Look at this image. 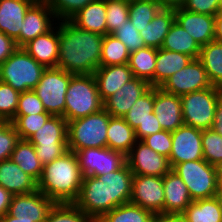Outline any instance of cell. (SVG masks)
<instances>
[{
  "mask_svg": "<svg viewBox=\"0 0 222 222\" xmlns=\"http://www.w3.org/2000/svg\"><path fill=\"white\" fill-rule=\"evenodd\" d=\"M221 95L222 88L212 86L180 96L184 124L200 130L211 128Z\"/></svg>",
  "mask_w": 222,
  "mask_h": 222,
  "instance_id": "ba28073f",
  "label": "cell"
},
{
  "mask_svg": "<svg viewBox=\"0 0 222 222\" xmlns=\"http://www.w3.org/2000/svg\"><path fill=\"white\" fill-rule=\"evenodd\" d=\"M186 0H158L162 8H181Z\"/></svg>",
  "mask_w": 222,
  "mask_h": 222,
  "instance_id": "6f0895ef",
  "label": "cell"
},
{
  "mask_svg": "<svg viewBox=\"0 0 222 222\" xmlns=\"http://www.w3.org/2000/svg\"><path fill=\"white\" fill-rule=\"evenodd\" d=\"M44 166L63 156L68 150L67 121L62 116H51L27 139Z\"/></svg>",
  "mask_w": 222,
  "mask_h": 222,
  "instance_id": "52a82bcc",
  "label": "cell"
},
{
  "mask_svg": "<svg viewBox=\"0 0 222 222\" xmlns=\"http://www.w3.org/2000/svg\"><path fill=\"white\" fill-rule=\"evenodd\" d=\"M129 56L130 52L120 40L112 34L103 36L100 67L127 64Z\"/></svg>",
  "mask_w": 222,
  "mask_h": 222,
  "instance_id": "8d00e7d4",
  "label": "cell"
},
{
  "mask_svg": "<svg viewBox=\"0 0 222 222\" xmlns=\"http://www.w3.org/2000/svg\"><path fill=\"white\" fill-rule=\"evenodd\" d=\"M142 141L158 154L169 158L172 149V135L170 131L162 130L145 137Z\"/></svg>",
  "mask_w": 222,
  "mask_h": 222,
  "instance_id": "681fc988",
  "label": "cell"
},
{
  "mask_svg": "<svg viewBox=\"0 0 222 222\" xmlns=\"http://www.w3.org/2000/svg\"><path fill=\"white\" fill-rule=\"evenodd\" d=\"M75 74L60 68H46L33 91L41 100L47 113L65 119L66 92Z\"/></svg>",
  "mask_w": 222,
  "mask_h": 222,
  "instance_id": "9c48e42d",
  "label": "cell"
},
{
  "mask_svg": "<svg viewBox=\"0 0 222 222\" xmlns=\"http://www.w3.org/2000/svg\"><path fill=\"white\" fill-rule=\"evenodd\" d=\"M103 35L82 30L70 20L59 21V59L57 68L82 75L100 67Z\"/></svg>",
  "mask_w": 222,
  "mask_h": 222,
  "instance_id": "6da1fadb",
  "label": "cell"
},
{
  "mask_svg": "<svg viewBox=\"0 0 222 222\" xmlns=\"http://www.w3.org/2000/svg\"><path fill=\"white\" fill-rule=\"evenodd\" d=\"M211 128L222 136V95L218 99L214 121Z\"/></svg>",
  "mask_w": 222,
  "mask_h": 222,
  "instance_id": "db71d44e",
  "label": "cell"
},
{
  "mask_svg": "<svg viewBox=\"0 0 222 222\" xmlns=\"http://www.w3.org/2000/svg\"><path fill=\"white\" fill-rule=\"evenodd\" d=\"M103 109L93 74L74 75L71 78L65 102V120L86 117Z\"/></svg>",
  "mask_w": 222,
  "mask_h": 222,
  "instance_id": "277c9868",
  "label": "cell"
},
{
  "mask_svg": "<svg viewBox=\"0 0 222 222\" xmlns=\"http://www.w3.org/2000/svg\"><path fill=\"white\" fill-rule=\"evenodd\" d=\"M218 196L222 198V180L219 182V192Z\"/></svg>",
  "mask_w": 222,
  "mask_h": 222,
  "instance_id": "6125c7cd",
  "label": "cell"
},
{
  "mask_svg": "<svg viewBox=\"0 0 222 222\" xmlns=\"http://www.w3.org/2000/svg\"><path fill=\"white\" fill-rule=\"evenodd\" d=\"M82 180L83 175L75 152L67 151L43 166L38 190L54 203H74L79 196Z\"/></svg>",
  "mask_w": 222,
  "mask_h": 222,
  "instance_id": "7a4b0ae2",
  "label": "cell"
},
{
  "mask_svg": "<svg viewBox=\"0 0 222 222\" xmlns=\"http://www.w3.org/2000/svg\"><path fill=\"white\" fill-rule=\"evenodd\" d=\"M174 21L175 9L161 8L152 21L139 32L145 46L161 48Z\"/></svg>",
  "mask_w": 222,
  "mask_h": 222,
  "instance_id": "83f0119b",
  "label": "cell"
},
{
  "mask_svg": "<svg viewBox=\"0 0 222 222\" xmlns=\"http://www.w3.org/2000/svg\"><path fill=\"white\" fill-rule=\"evenodd\" d=\"M130 203L164 216L163 177L152 175H133Z\"/></svg>",
  "mask_w": 222,
  "mask_h": 222,
  "instance_id": "30bf717a",
  "label": "cell"
},
{
  "mask_svg": "<svg viewBox=\"0 0 222 222\" xmlns=\"http://www.w3.org/2000/svg\"><path fill=\"white\" fill-rule=\"evenodd\" d=\"M175 21L200 45L214 40L215 16L190 12L186 9H175Z\"/></svg>",
  "mask_w": 222,
  "mask_h": 222,
  "instance_id": "ffe728a7",
  "label": "cell"
},
{
  "mask_svg": "<svg viewBox=\"0 0 222 222\" xmlns=\"http://www.w3.org/2000/svg\"><path fill=\"white\" fill-rule=\"evenodd\" d=\"M39 113H47L41 100L33 90L20 94L15 116H28Z\"/></svg>",
  "mask_w": 222,
  "mask_h": 222,
  "instance_id": "c3c4849f",
  "label": "cell"
},
{
  "mask_svg": "<svg viewBox=\"0 0 222 222\" xmlns=\"http://www.w3.org/2000/svg\"><path fill=\"white\" fill-rule=\"evenodd\" d=\"M74 204L94 222L107 213L105 183L97 177L85 176Z\"/></svg>",
  "mask_w": 222,
  "mask_h": 222,
  "instance_id": "e0dca14e",
  "label": "cell"
},
{
  "mask_svg": "<svg viewBox=\"0 0 222 222\" xmlns=\"http://www.w3.org/2000/svg\"><path fill=\"white\" fill-rule=\"evenodd\" d=\"M46 68L39 64L22 47L0 65V81L9 84L19 93L33 90Z\"/></svg>",
  "mask_w": 222,
  "mask_h": 222,
  "instance_id": "5b68a950",
  "label": "cell"
},
{
  "mask_svg": "<svg viewBox=\"0 0 222 222\" xmlns=\"http://www.w3.org/2000/svg\"><path fill=\"white\" fill-rule=\"evenodd\" d=\"M129 0H106L107 34H113L129 19Z\"/></svg>",
  "mask_w": 222,
  "mask_h": 222,
  "instance_id": "60d3db41",
  "label": "cell"
},
{
  "mask_svg": "<svg viewBox=\"0 0 222 222\" xmlns=\"http://www.w3.org/2000/svg\"><path fill=\"white\" fill-rule=\"evenodd\" d=\"M11 198L12 194L0 185V218L8 212Z\"/></svg>",
  "mask_w": 222,
  "mask_h": 222,
  "instance_id": "11a10c76",
  "label": "cell"
},
{
  "mask_svg": "<svg viewBox=\"0 0 222 222\" xmlns=\"http://www.w3.org/2000/svg\"><path fill=\"white\" fill-rule=\"evenodd\" d=\"M215 169L218 181L220 182L222 180V161L215 165Z\"/></svg>",
  "mask_w": 222,
  "mask_h": 222,
  "instance_id": "94428289",
  "label": "cell"
},
{
  "mask_svg": "<svg viewBox=\"0 0 222 222\" xmlns=\"http://www.w3.org/2000/svg\"><path fill=\"white\" fill-rule=\"evenodd\" d=\"M126 163L133 174L163 177L171 170L166 156L158 154L138 140L126 155Z\"/></svg>",
  "mask_w": 222,
  "mask_h": 222,
  "instance_id": "5bb4252c",
  "label": "cell"
},
{
  "mask_svg": "<svg viewBox=\"0 0 222 222\" xmlns=\"http://www.w3.org/2000/svg\"><path fill=\"white\" fill-rule=\"evenodd\" d=\"M154 114L163 130L175 131L184 124L180 96L155 87Z\"/></svg>",
  "mask_w": 222,
  "mask_h": 222,
  "instance_id": "7402d4cb",
  "label": "cell"
},
{
  "mask_svg": "<svg viewBox=\"0 0 222 222\" xmlns=\"http://www.w3.org/2000/svg\"><path fill=\"white\" fill-rule=\"evenodd\" d=\"M0 185L12 195L27 194L38 190V182L11 159L0 162Z\"/></svg>",
  "mask_w": 222,
  "mask_h": 222,
  "instance_id": "484cf974",
  "label": "cell"
},
{
  "mask_svg": "<svg viewBox=\"0 0 222 222\" xmlns=\"http://www.w3.org/2000/svg\"><path fill=\"white\" fill-rule=\"evenodd\" d=\"M180 217L184 222H221L222 198L217 195L192 201Z\"/></svg>",
  "mask_w": 222,
  "mask_h": 222,
  "instance_id": "f546056e",
  "label": "cell"
},
{
  "mask_svg": "<svg viewBox=\"0 0 222 222\" xmlns=\"http://www.w3.org/2000/svg\"><path fill=\"white\" fill-rule=\"evenodd\" d=\"M152 86L148 81L134 77L112 96L103 101V108L112 117H124L135 102Z\"/></svg>",
  "mask_w": 222,
  "mask_h": 222,
  "instance_id": "d6986e66",
  "label": "cell"
},
{
  "mask_svg": "<svg viewBox=\"0 0 222 222\" xmlns=\"http://www.w3.org/2000/svg\"><path fill=\"white\" fill-rule=\"evenodd\" d=\"M51 116L52 115L50 113L15 116L11 122L13 123L19 138L22 140H27L37 130H39Z\"/></svg>",
  "mask_w": 222,
  "mask_h": 222,
  "instance_id": "7bdbcfd3",
  "label": "cell"
},
{
  "mask_svg": "<svg viewBox=\"0 0 222 222\" xmlns=\"http://www.w3.org/2000/svg\"><path fill=\"white\" fill-rule=\"evenodd\" d=\"M162 130L163 129L153 112L151 113V117H149L143 124H140L135 129V135L137 140L142 141L145 137L160 132Z\"/></svg>",
  "mask_w": 222,
  "mask_h": 222,
  "instance_id": "816d5d0a",
  "label": "cell"
},
{
  "mask_svg": "<svg viewBox=\"0 0 222 222\" xmlns=\"http://www.w3.org/2000/svg\"><path fill=\"white\" fill-rule=\"evenodd\" d=\"M193 60L187 54L157 49L156 67L154 71V87H160L174 73L186 67Z\"/></svg>",
  "mask_w": 222,
  "mask_h": 222,
  "instance_id": "f1b7e54d",
  "label": "cell"
},
{
  "mask_svg": "<svg viewBox=\"0 0 222 222\" xmlns=\"http://www.w3.org/2000/svg\"><path fill=\"white\" fill-rule=\"evenodd\" d=\"M182 8L190 12L216 16L219 13V0H186Z\"/></svg>",
  "mask_w": 222,
  "mask_h": 222,
  "instance_id": "f907efd6",
  "label": "cell"
},
{
  "mask_svg": "<svg viewBox=\"0 0 222 222\" xmlns=\"http://www.w3.org/2000/svg\"><path fill=\"white\" fill-rule=\"evenodd\" d=\"M212 86L203 64L196 58L186 67L174 73L160 88L164 92L182 96Z\"/></svg>",
  "mask_w": 222,
  "mask_h": 222,
  "instance_id": "7c38bea8",
  "label": "cell"
},
{
  "mask_svg": "<svg viewBox=\"0 0 222 222\" xmlns=\"http://www.w3.org/2000/svg\"><path fill=\"white\" fill-rule=\"evenodd\" d=\"M203 159L215 166L222 161V136L212 128L202 130Z\"/></svg>",
  "mask_w": 222,
  "mask_h": 222,
  "instance_id": "b9f144b4",
  "label": "cell"
},
{
  "mask_svg": "<svg viewBox=\"0 0 222 222\" xmlns=\"http://www.w3.org/2000/svg\"><path fill=\"white\" fill-rule=\"evenodd\" d=\"M112 35L120 40L130 53L146 47L143 39L140 37L139 31L129 19L125 24L119 26Z\"/></svg>",
  "mask_w": 222,
  "mask_h": 222,
  "instance_id": "7dc6e473",
  "label": "cell"
},
{
  "mask_svg": "<svg viewBox=\"0 0 222 222\" xmlns=\"http://www.w3.org/2000/svg\"><path fill=\"white\" fill-rule=\"evenodd\" d=\"M54 204L39 190L12 195L7 214L16 218L34 219V222H44Z\"/></svg>",
  "mask_w": 222,
  "mask_h": 222,
  "instance_id": "2e32d148",
  "label": "cell"
},
{
  "mask_svg": "<svg viewBox=\"0 0 222 222\" xmlns=\"http://www.w3.org/2000/svg\"><path fill=\"white\" fill-rule=\"evenodd\" d=\"M57 21L70 20L82 8L97 0H46Z\"/></svg>",
  "mask_w": 222,
  "mask_h": 222,
  "instance_id": "ee69618b",
  "label": "cell"
},
{
  "mask_svg": "<svg viewBox=\"0 0 222 222\" xmlns=\"http://www.w3.org/2000/svg\"><path fill=\"white\" fill-rule=\"evenodd\" d=\"M20 94L9 84L0 81V120L11 121L15 117Z\"/></svg>",
  "mask_w": 222,
  "mask_h": 222,
  "instance_id": "f6af8a7d",
  "label": "cell"
},
{
  "mask_svg": "<svg viewBox=\"0 0 222 222\" xmlns=\"http://www.w3.org/2000/svg\"><path fill=\"white\" fill-rule=\"evenodd\" d=\"M36 0H0V31L20 47V31L25 14Z\"/></svg>",
  "mask_w": 222,
  "mask_h": 222,
  "instance_id": "cb8c5ba5",
  "label": "cell"
},
{
  "mask_svg": "<svg viewBox=\"0 0 222 222\" xmlns=\"http://www.w3.org/2000/svg\"><path fill=\"white\" fill-rule=\"evenodd\" d=\"M161 8L158 0H129V20L140 32Z\"/></svg>",
  "mask_w": 222,
  "mask_h": 222,
  "instance_id": "74e56055",
  "label": "cell"
},
{
  "mask_svg": "<svg viewBox=\"0 0 222 222\" xmlns=\"http://www.w3.org/2000/svg\"><path fill=\"white\" fill-rule=\"evenodd\" d=\"M198 59L212 85L222 88V42L213 40L201 46Z\"/></svg>",
  "mask_w": 222,
  "mask_h": 222,
  "instance_id": "e575fe53",
  "label": "cell"
},
{
  "mask_svg": "<svg viewBox=\"0 0 222 222\" xmlns=\"http://www.w3.org/2000/svg\"><path fill=\"white\" fill-rule=\"evenodd\" d=\"M111 115L102 110L67 122L68 150L107 147V129Z\"/></svg>",
  "mask_w": 222,
  "mask_h": 222,
  "instance_id": "3957f363",
  "label": "cell"
},
{
  "mask_svg": "<svg viewBox=\"0 0 222 222\" xmlns=\"http://www.w3.org/2000/svg\"><path fill=\"white\" fill-rule=\"evenodd\" d=\"M15 41L0 31V65L17 49Z\"/></svg>",
  "mask_w": 222,
  "mask_h": 222,
  "instance_id": "f5cc1de1",
  "label": "cell"
},
{
  "mask_svg": "<svg viewBox=\"0 0 222 222\" xmlns=\"http://www.w3.org/2000/svg\"><path fill=\"white\" fill-rule=\"evenodd\" d=\"M22 48L45 68L57 67L59 59V21L50 31L30 40Z\"/></svg>",
  "mask_w": 222,
  "mask_h": 222,
  "instance_id": "44dd1931",
  "label": "cell"
},
{
  "mask_svg": "<svg viewBox=\"0 0 222 222\" xmlns=\"http://www.w3.org/2000/svg\"><path fill=\"white\" fill-rule=\"evenodd\" d=\"M44 222H94L74 203H55Z\"/></svg>",
  "mask_w": 222,
  "mask_h": 222,
  "instance_id": "ab89813d",
  "label": "cell"
},
{
  "mask_svg": "<svg viewBox=\"0 0 222 222\" xmlns=\"http://www.w3.org/2000/svg\"><path fill=\"white\" fill-rule=\"evenodd\" d=\"M19 135L11 121L0 120V162L10 159Z\"/></svg>",
  "mask_w": 222,
  "mask_h": 222,
  "instance_id": "bcb514c9",
  "label": "cell"
},
{
  "mask_svg": "<svg viewBox=\"0 0 222 222\" xmlns=\"http://www.w3.org/2000/svg\"><path fill=\"white\" fill-rule=\"evenodd\" d=\"M57 24V19L46 0H36L27 10L21 31L20 47L30 40L50 31Z\"/></svg>",
  "mask_w": 222,
  "mask_h": 222,
  "instance_id": "9a60e30c",
  "label": "cell"
},
{
  "mask_svg": "<svg viewBox=\"0 0 222 222\" xmlns=\"http://www.w3.org/2000/svg\"><path fill=\"white\" fill-rule=\"evenodd\" d=\"M10 159L14 161L26 174L37 182L41 178L43 165L38 159L35 147L28 141L20 139L11 153Z\"/></svg>",
  "mask_w": 222,
  "mask_h": 222,
  "instance_id": "836d02e7",
  "label": "cell"
},
{
  "mask_svg": "<svg viewBox=\"0 0 222 222\" xmlns=\"http://www.w3.org/2000/svg\"><path fill=\"white\" fill-rule=\"evenodd\" d=\"M172 135V149L168 158L171 168L179 163L203 159L202 130L181 125Z\"/></svg>",
  "mask_w": 222,
  "mask_h": 222,
  "instance_id": "4fadbf2b",
  "label": "cell"
},
{
  "mask_svg": "<svg viewBox=\"0 0 222 222\" xmlns=\"http://www.w3.org/2000/svg\"><path fill=\"white\" fill-rule=\"evenodd\" d=\"M70 21L82 30L105 36L107 34L106 0L89 3L76 13Z\"/></svg>",
  "mask_w": 222,
  "mask_h": 222,
  "instance_id": "4316f807",
  "label": "cell"
},
{
  "mask_svg": "<svg viewBox=\"0 0 222 222\" xmlns=\"http://www.w3.org/2000/svg\"><path fill=\"white\" fill-rule=\"evenodd\" d=\"M83 177L115 172L126 163V156L108 147L87 148L75 152Z\"/></svg>",
  "mask_w": 222,
  "mask_h": 222,
  "instance_id": "8fae6325",
  "label": "cell"
},
{
  "mask_svg": "<svg viewBox=\"0 0 222 222\" xmlns=\"http://www.w3.org/2000/svg\"><path fill=\"white\" fill-rule=\"evenodd\" d=\"M155 87H151L142 95L131 107L128 113L123 117L124 120L135 130L140 124H143L151 113L154 112Z\"/></svg>",
  "mask_w": 222,
  "mask_h": 222,
  "instance_id": "f35d334b",
  "label": "cell"
},
{
  "mask_svg": "<svg viewBox=\"0 0 222 222\" xmlns=\"http://www.w3.org/2000/svg\"><path fill=\"white\" fill-rule=\"evenodd\" d=\"M219 12H222V0H219Z\"/></svg>",
  "mask_w": 222,
  "mask_h": 222,
  "instance_id": "be15d7a7",
  "label": "cell"
},
{
  "mask_svg": "<svg viewBox=\"0 0 222 222\" xmlns=\"http://www.w3.org/2000/svg\"><path fill=\"white\" fill-rule=\"evenodd\" d=\"M133 175L125 163L115 172L97 176L105 183L107 213L117 206L130 202Z\"/></svg>",
  "mask_w": 222,
  "mask_h": 222,
  "instance_id": "ac0fdd59",
  "label": "cell"
},
{
  "mask_svg": "<svg viewBox=\"0 0 222 222\" xmlns=\"http://www.w3.org/2000/svg\"><path fill=\"white\" fill-rule=\"evenodd\" d=\"M163 49L184 53L196 59L199 57L201 46L176 21L172 24L162 44Z\"/></svg>",
  "mask_w": 222,
  "mask_h": 222,
  "instance_id": "1f68e13d",
  "label": "cell"
},
{
  "mask_svg": "<svg viewBox=\"0 0 222 222\" xmlns=\"http://www.w3.org/2000/svg\"><path fill=\"white\" fill-rule=\"evenodd\" d=\"M153 222H184L180 216H155Z\"/></svg>",
  "mask_w": 222,
  "mask_h": 222,
  "instance_id": "680465c9",
  "label": "cell"
},
{
  "mask_svg": "<svg viewBox=\"0 0 222 222\" xmlns=\"http://www.w3.org/2000/svg\"><path fill=\"white\" fill-rule=\"evenodd\" d=\"M157 48L144 47L133 51L129 56V67L134 77L148 81L154 87Z\"/></svg>",
  "mask_w": 222,
  "mask_h": 222,
  "instance_id": "d6a6232c",
  "label": "cell"
},
{
  "mask_svg": "<svg viewBox=\"0 0 222 222\" xmlns=\"http://www.w3.org/2000/svg\"><path fill=\"white\" fill-rule=\"evenodd\" d=\"M214 40L222 42V12H219L215 16V25H214Z\"/></svg>",
  "mask_w": 222,
  "mask_h": 222,
  "instance_id": "9f6ffc18",
  "label": "cell"
},
{
  "mask_svg": "<svg viewBox=\"0 0 222 222\" xmlns=\"http://www.w3.org/2000/svg\"><path fill=\"white\" fill-rule=\"evenodd\" d=\"M135 130L123 117H110L107 129V147L123 153L125 156L136 144Z\"/></svg>",
  "mask_w": 222,
  "mask_h": 222,
  "instance_id": "4dcf8cb0",
  "label": "cell"
},
{
  "mask_svg": "<svg viewBox=\"0 0 222 222\" xmlns=\"http://www.w3.org/2000/svg\"><path fill=\"white\" fill-rule=\"evenodd\" d=\"M154 218L152 212L129 202L115 207L96 222H153Z\"/></svg>",
  "mask_w": 222,
  "mask_h": 222,
  "instance_id": "d590c367",
  "label": "cell"
},
{
  "mask_svg": "<svg viewBox=\"0 0 222 222\" xmlns=\"http://www.w3.org/2000/svg\"><path fill=\"white\" fill-rule=\"evenodd\" d=\"M102 101L134 78L129 64L98 67L93 73Z\"/></svg>",
  "mask_w": 222,
  "mask_h": 222,
  "instance_id": "d4e9b609",
  "label": "cell"
},
{
  "mask_svg": "<svg viewBox=\"0 0 222 222\" xmlns=\"http://www.w3.org/2000/svg\"><path fill=\"white\" fill-rule=\"evenodd\" d=\"M0 222H34V219H26L24 217L16 218L6 213L0 218Z\"/></svg>",
  "mask_w": 222,
  "mask_h": 222,
  "instance_id": "91938a15",
  "label": "cell"
},
{
  "mask_svg": "<svg viewBox=\"0 0 222 222\" xmlns=\"http://www.w3.org/2000/svg\"><path fill=\"white\" fill-rule=\"evenodd\" d=\"M164 216H180L193 201L187 185L179 175L170 170L163 176Z\"/></svg>",
  "mask_w": 222,
  "mask_h": 222,
  "instance_id": "603a6c76",
  "label": "cell"
},
{
  "mask_svg": "<svg viewBox=\"0 0 222 222\" xmlns=\"http://www.w3.org/2000/svg\"><path fill=\"white\" fill-rule=\"evenodd\" d=\"M187 185L193 201L212 198L218 195L219 181L215 166L204 159L187 161L171 168Z\"/></svg>",
  "mask_w": 222,
  "mask_h": 222,
  "instance_id": "8992f818",
  "label": "cell"
}]
</instances>
